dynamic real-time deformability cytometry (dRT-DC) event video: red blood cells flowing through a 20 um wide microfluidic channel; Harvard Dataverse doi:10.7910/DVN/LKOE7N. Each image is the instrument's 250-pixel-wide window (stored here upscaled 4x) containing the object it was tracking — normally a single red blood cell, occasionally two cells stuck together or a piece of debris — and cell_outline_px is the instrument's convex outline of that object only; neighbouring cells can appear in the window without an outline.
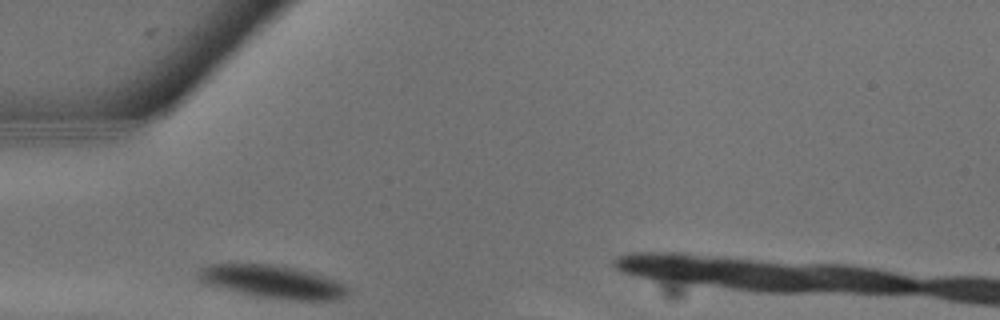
{"species": "common noctule bat (a hibernating species)", "species_latin": "Nyctalus noctula", "temperature_condition": "warm", "stored_images_in_passage": 5, "camera_frame_rate_fps": 3000, "um_per_image_px": 0.085, "animal": {"sex": "male", "body_mass_g": 13.3}, "frame": {"image": 1, "passage_image": 1, "time_ms": 0.0, "image_size_px": [1000, 320], "cell_outline_px": [[348, 292], [344, 296], [336, 300], [296, 300], [264, 296], [244, 292], [212, 284], [200, 280], [196, 272], [200, 268], [208, 264], [272, 264], [296, 268], [344, 284], [348, 288]], "centroid_in_image_um": [23.19, 23.92], "position_along_channel_um": 61.8, "area_um2": 27.46}}
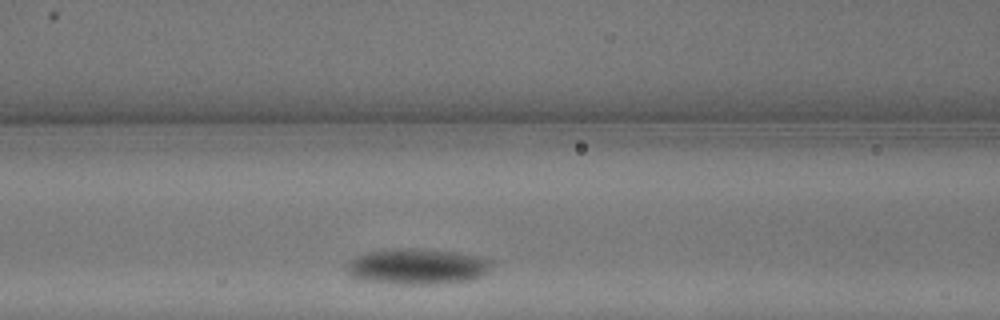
{"frame": {"image": 2, "passage_image": 4, "time_ms": 1.0, "image_size_px": [1000, 320], "cell_outline_px": [[492, 264], [480, 276], [472, 280], [436, 284], [404, 284], [356, 280], [348, 276], [348, 260], [364, 252], [396, 248], [412, 248], [456, 252], [488, 256], [492, 260]], "centroid_in_image_um": [35.45, 22.64], "position_along_channel_um": 131.2, "area_um2": 30.63}}